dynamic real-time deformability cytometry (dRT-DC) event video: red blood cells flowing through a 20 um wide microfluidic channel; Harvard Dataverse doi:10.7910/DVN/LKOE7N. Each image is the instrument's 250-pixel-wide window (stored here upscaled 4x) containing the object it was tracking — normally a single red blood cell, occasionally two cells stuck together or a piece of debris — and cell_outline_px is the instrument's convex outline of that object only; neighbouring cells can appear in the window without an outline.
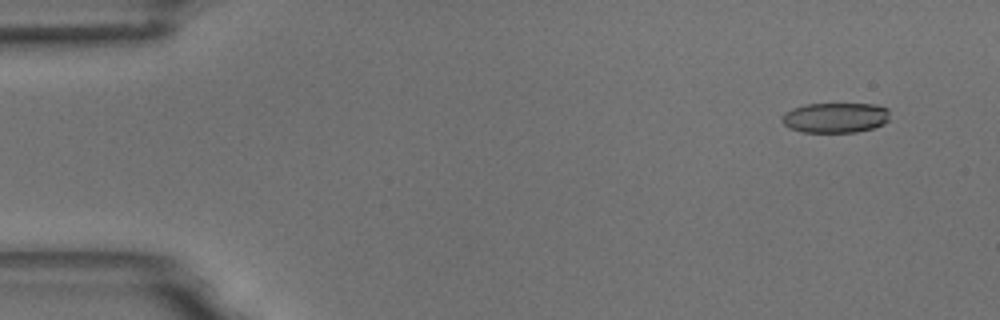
{"species": "common noctule bat (a hibernating species)", "species_latin": "Nyctalus noctula", "temperature_condition": "room temperature", "stored_images_in_passage": 6, "camera_frame_rate_fps": 3000, "um_per_image_px": 0.085, "animal": {"sex": "male", "body_mass_g": 18.8}, "frame": {"image": 1, "passage_image": 1, "time_ms": 0.0, "image_size_px": [1000, 320], "cell_outline_px": [[888, 120], [884, 124], [872, 128], [856, 132], [800, 132], [788, 128], [780, 120], [784, 112], [792, 108], [804, 104], [876, 104], [888, 108]], "centroid_in_image_um": [70.97, 10.0], "position_along_channel_um": 14.0, "area_um2": 19.13}}
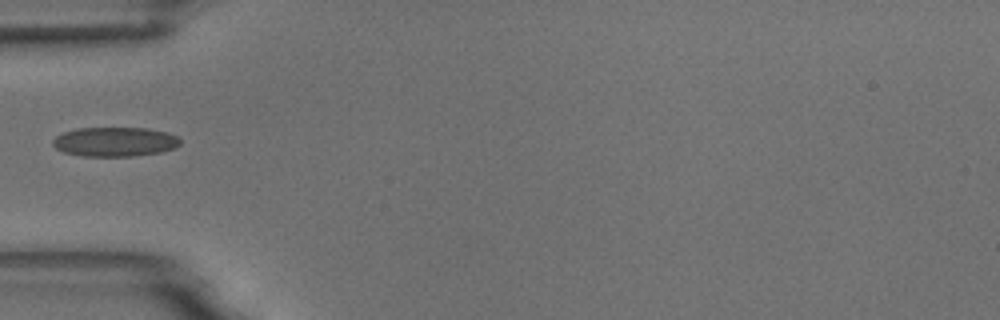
{"frame": {"image": 2, "passage_image": 5, "time_ms": 4.667, "image_size_px": [1000, 320], "cell_outline_px": [[180, 144], [172, 148], [160, 152], [132, 156], [84, 156], [64, 152], [56, 148], [52, 144], [52, 140], [56, 136], [64, 132], [76, 128], [148, 128], [168, 132], [176, 136], [180, 140]], "centroid_in_image_um": [9.75, 12.04], "position_along_channel_um": 75.3, "area_um2": 21.73}}
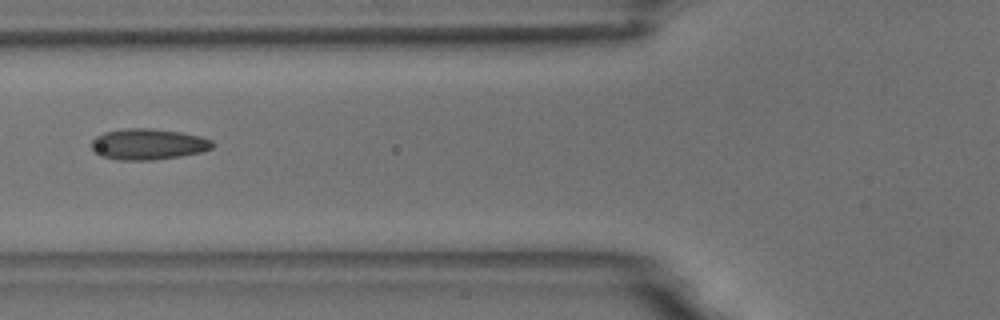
{"frame": {"image": 3, "passage_image": 6, "time_ms": 5.667, "image_size_px": [1000, 320], "cell_outline_px": [[216, 144], [212, 148], [204, 152], [180, 156], [152, 160], [120, 160], [100, 156], [92, 152], [92, 140], [96, 136], [104, 132], [124, 128], [152, 128], [180, 132], [200, 136], [212, 140]], "centroid_in_image_um": [12.59, 12.26], "position_along_channel_um": 113.2, "area_um2": 22.14}}